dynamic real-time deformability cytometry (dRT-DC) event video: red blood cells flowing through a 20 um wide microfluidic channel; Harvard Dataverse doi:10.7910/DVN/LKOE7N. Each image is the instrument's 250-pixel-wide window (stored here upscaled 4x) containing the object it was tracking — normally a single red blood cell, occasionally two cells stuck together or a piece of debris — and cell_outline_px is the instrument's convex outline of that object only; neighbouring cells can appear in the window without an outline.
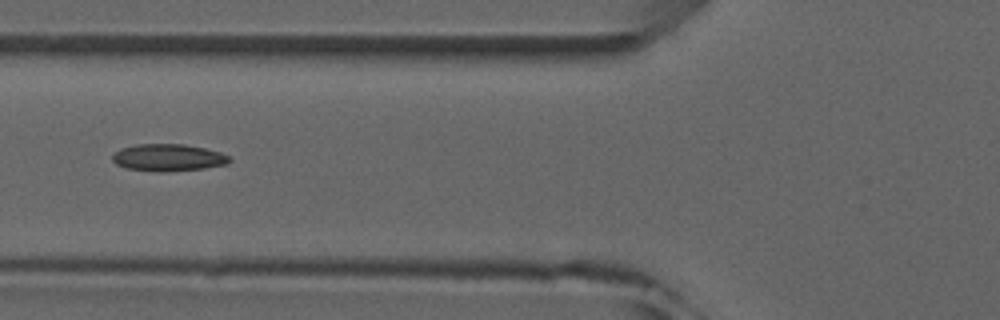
{"species": "common noctule bat (a hibernating species)", "species_latin": "Nyctalus noctula", "temperature_condition": "room temperature", "stored_images_in_passage": 7, "camera_frame_rate_fps": 3000, "um_per_image_px": 0.085, "animal": {"sex": "male", "forearm_length_mm": 52.5}, "frame": {"image": 1, "passage_image": 6, "time_ms": 6.0, "image_size_px": [1000, 320], "cell_outline_px": [[232, 160], [228, 164], [204, 168], [164, 172], [160, 172], [128, 168], [116, 164], [112, 160], [112, 152], [120, 148], [136, 144], [184, 144], [204, 148], [220, 152], [228, 156]], "centroid_in_image_um": [14.28, 13.39], "position_along_channel_um": 111.5, "area_um2": 18.55}}
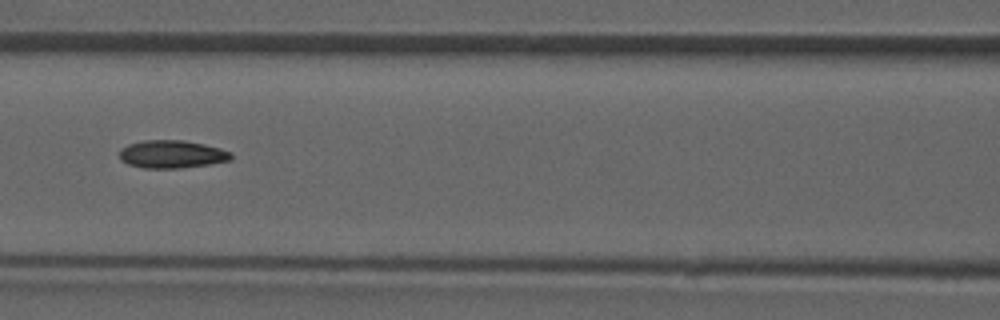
{"frame": {"image": 2, "passage_image": 7, "time_ms": 7.0, "image_size_px": [1000, 320], "cell_outline_px": [[232, 160], [208, 164], [180, 168], [144, 168], [128, 164], [120, 160], [120, 148], [128, 144], [144, 140], [184, 140], [204, 144], [220, 148], [232, 152]], "centroid_in_image_um": [14.61, 13.1], "position_along_channel_um": 152.0, "area_um2": 18.21}}